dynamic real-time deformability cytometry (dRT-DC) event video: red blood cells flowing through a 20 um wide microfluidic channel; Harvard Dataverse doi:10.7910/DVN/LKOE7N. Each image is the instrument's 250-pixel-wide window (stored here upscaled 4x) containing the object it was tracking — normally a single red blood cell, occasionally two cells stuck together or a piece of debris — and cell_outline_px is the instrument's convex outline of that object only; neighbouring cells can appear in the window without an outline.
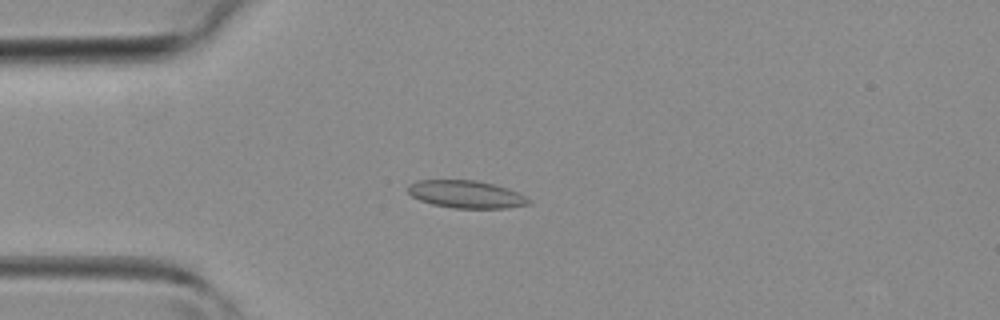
{"species": "common noctule bat (a hibernating species)", "species_latin": "Nyctalus noctula", "temperature_condition": "room temperature", "stored_images_in_passage": 42, "camera_frame_rate_fps": 3000, "um_per_image_px": 0.085, "animal": {"sex": "female", "body_mass_g": 19.3, "forearm_length_mm": 54.1}, "frame": {"image": 1, "passage_image": 11, "time_ms": 3.333, "image_size_px": [1000, 320], "cell_outline_px": [[532, 204], [508, 208], [452, 208], [432, 204], [420, 200], [412, 196], [408, 192], [408, 184], [416, 180], [476, 180], [508, 188], [532, 200]], "centroid_in_image_um": [39.62, 16.52], "position_along_channel_um": 45.4, "area_um2": 19.48}}
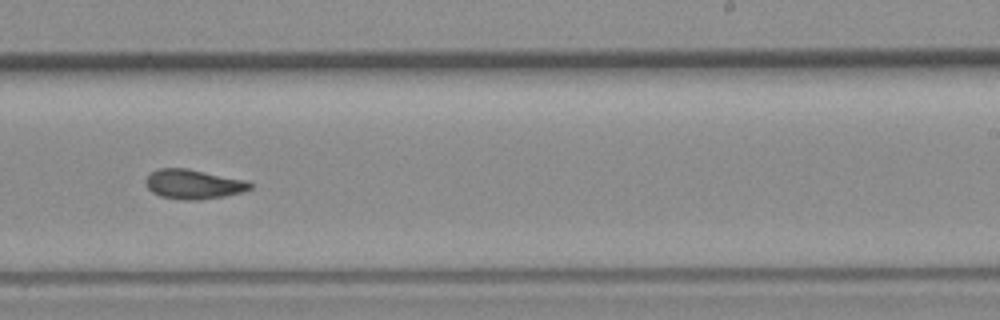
{"frame": {"image": 2, "passage_image": 26, "time_ms": 8.333, "image_size_px": [1000, 320], "cell_outline_px": [[252, 188], [244, 192], [224, 196], [200, 200], [184, 200], [160, 196], [152, 192], [144, 184], [144, 180], [152, 172], [160, 168], [188, 168], [248, 180], [252, 184]], "centroid_in_image_um": [16.47, 15.65], "position_along_channel_um": 272.5, "area_um2": 18.21}}
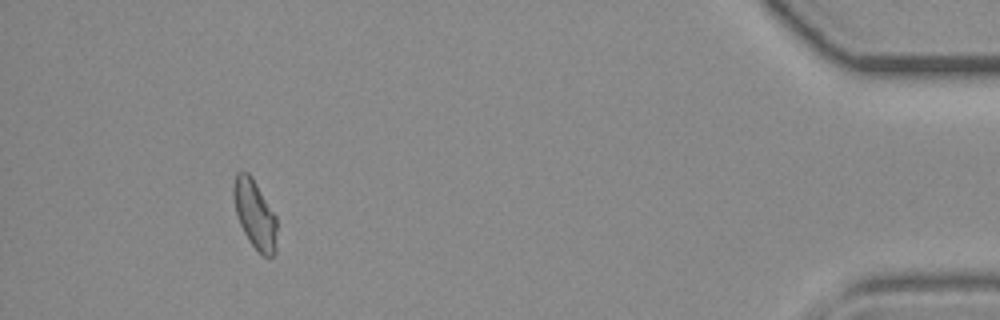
{"frame": {"image": 3, "passage_image": 39, "time_ms": 12.667, "image_size_px": [1000, 320], "cell_outline_px": [[276, 252], [272, 256], [264, 256], [248, 240], [240, 224], [236, 212], [232, 192], [232, 188], [236, 172], [248, 172], [252, 176], [276, 216]], "centroid_in_image_um": [21.65, 18.18], "position_along_channel_um": 413.5, "area_um2": 17.22}}